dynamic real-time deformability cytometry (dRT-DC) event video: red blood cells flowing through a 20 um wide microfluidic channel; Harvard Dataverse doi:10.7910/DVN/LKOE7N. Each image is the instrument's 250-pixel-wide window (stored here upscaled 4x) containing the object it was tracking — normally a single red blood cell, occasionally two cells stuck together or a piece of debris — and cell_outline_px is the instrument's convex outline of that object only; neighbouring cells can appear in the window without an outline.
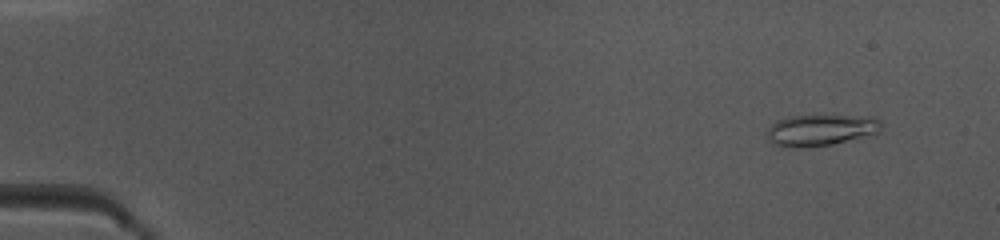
{"species": "common noctule bat (a hibernating species)", "species_latin": "Nyctalus noctula", "temperature_condition": "warm", "stored_images_in_passage": 50, "camera_frame_rate_fps": 3000, "um_per_image_px": 0.085, "animal": {"sex": "female", "body_mass_g": 10.0, "forearm_length_mm": 53.1}, "frame": {"image": 1, "passage_image": 5, "time_ms": 1.333, "image_size_px": [1000, 240], "cell_outline_px": [[884, 124], [880, 132], [832, 144], [800, 148], [784, 148], [772, 144], [768, 140], [764, 132], [776, 120], [788, 116], [876, 116]], "centroid_in_image_um": [69.72, 11.06], "position_along_channel_um": 15.3, "area_um2": 21.27}}
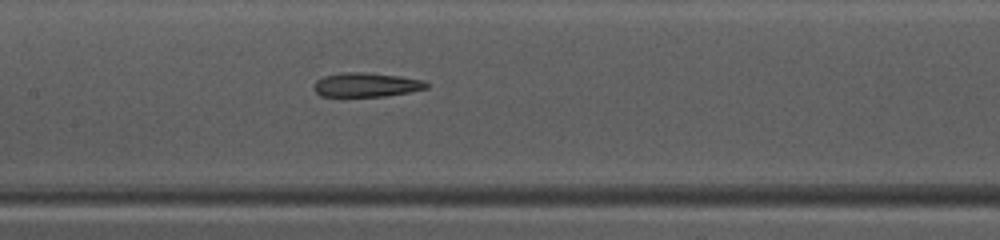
{"frame": {"image": 2, "passage_image": 25, "time_ms": 8.0, "image_size_px": [1000, 240], "cell_outline_px": [[428, 88], [412, 92], [384, 96], [320, 96], [316, 92], [316, 80], [324, 76], [344, 72], [364, 72], [400, 76], [424, 80], [428, 84]], "centroid_in_image_um": [31.19, 7.2], "position_along_channel_um": 176.2, "area_um2": 15.78}}
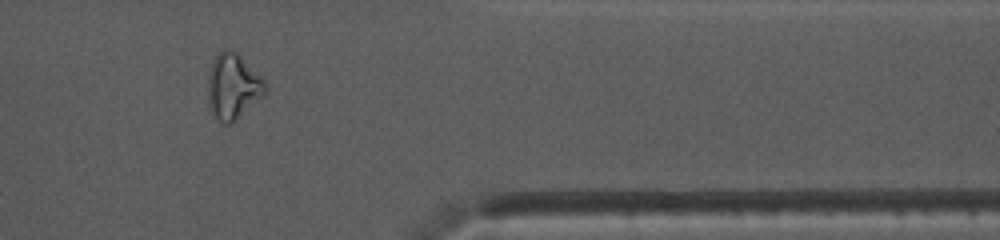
{"frame": {"image": 3, "passage_image": 42, "time_ms": 13.667, "image_size_px": [1000, 240], "cell_outline_px": [[268, 88], [232, 124], [224, 124], [212, 112], [208, 96], [208, 76], [212, 60], [216, 52], [224, 48], [232, 48], [264, 80]], "centroid_in_image_um": [19.76, 7.29], "position_along_channel_um": 391.6, "area_um2": 21.5}, "authors_computed_cell_mechanics": {"area_um2": 18.0625, "velocity_mm_per_s": 4.049, "shape_relaxation_time_tau1_ms": 7.5277, "shape_relaxation_time_tau2_ms": 1.7406, "deformation_change_tau1": 0.243, "deformation_change_tau2": 0.1082}}